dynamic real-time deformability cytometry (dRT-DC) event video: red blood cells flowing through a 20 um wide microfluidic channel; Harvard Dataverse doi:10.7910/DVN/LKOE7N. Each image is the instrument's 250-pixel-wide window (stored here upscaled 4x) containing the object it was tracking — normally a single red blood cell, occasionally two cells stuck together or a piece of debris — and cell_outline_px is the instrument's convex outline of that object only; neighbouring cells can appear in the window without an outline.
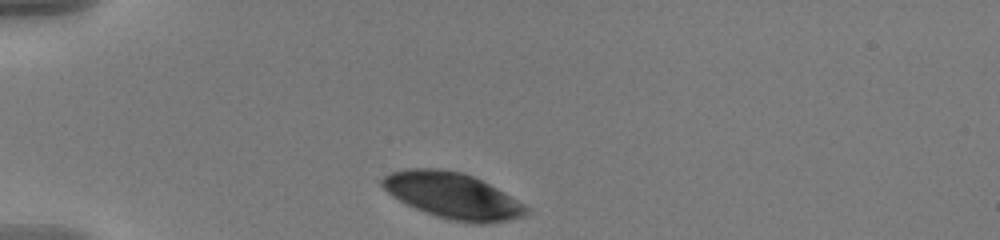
{"species": "human", "species_latin": "Homo sapiens", "temperature_condition": "warm", "stored_images_in_passage": 35, "camera_frame_rate_fps": 3000, "um_per_image_px": 0.085, "donor": {"sex": "male"}, "frame": {"image": 1, "passage_image": 1, "time_ms": 0.0, "image_size_px": [1000, 240], "cell_outline_px": [[528, 212], [524, 216], [508, 220], [484, 224], [472, 224], [448, 220], [436, 216], [416, 208], [392, 196], [380, 184], [380, 180], [384, 176], [392, 172], [408, 168], [440, 168], [464, 172], [504, 192], [524, 204], [528, 208]], "centroid_in_image_um": [38.47, 16.63], "position_along_channel_um": 46.5, "area_um2": 38.49}}
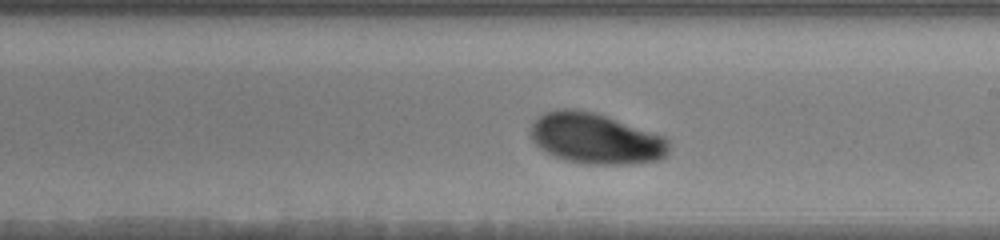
{"frame": {"image": 2, "passage_image": 20, "time_ms": 6.333, "image_size_px": [1000, 240], "cell_outline_px": [[668, 152], [660, 160], [632, 164], [588, 164], [564, 160], [540, 148], [532, 140], [528, 132], [536, 116], [544, 112], [560, 108], [580, 108], [596, 112], [664, 136], [668, 140]], "centroid_in_image_um": [50.59, 11.75], "position_along_channel_um": 238.4, "area_um2": 41.27}}
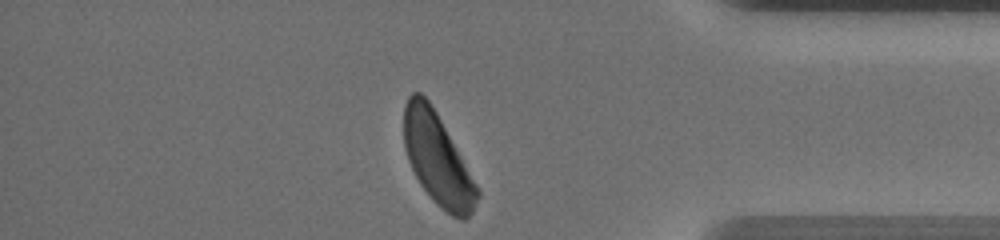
{"frame": {"image": 3, "passage_image": 35, "time_ms": 11.333, "image_size_px": [1000, 240], "cell_outline_px": [[480, 196], [472, 212], [464, 220], [460, 220], [452, 216], [436, 204], [420, 184], [408, 160], [404, 148], [404, 104], [408, 96], [412, 92], [420, 92], [428, 100], [436, 112], [476, 184], [480, 192]], "centroid_in_image_um": [37.17, 13.54], "position_along_channel_um": 398.0, "area_um2": 38.49}, "authors_computed_cell_mechanics": {"area_um2": 40.5756, "velocity_mm_per_s": 3.567, "shape_relaxation_time_tau1_ms": 2.803, "shape_relaxation_time_tau2_ms": null, "deformation_change_tau1": 0.1179, "deformation_change_tau2": null}}